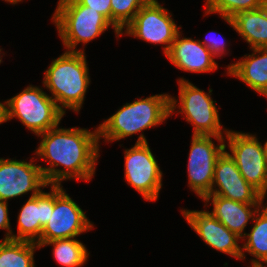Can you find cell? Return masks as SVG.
I'll return each instance as SVG.
<instances>
[{
  "label": "cell",
  "mask_w": 267,
  "mask_h": 267,
  "mask_svg": "<svg viewBox=\"0 0 267 267\" xmlns=\"http://www.w3.org/2000/svg\"><path fill=\"white\" fill-rule=\"evenodd\" d=\"M214 32V35L217 36V39H216V36L214 37H209L212 33ZM210 35L207 34V37L205 38V40H200V42L206 47L209 49V51L216 57V58H220L222 57L225 53V55H227V51L230 50L229 48L226 50V47L228 45L227 41L225 42V40L223 39V37L219 38V33L218 32H215L213 31ZM210 33V32H209ZM218 33V35H217Z\"/></svg>",
  "instance_id": "cell-25"
},
{
  "label": "cell",
  "mask_w": 267,
  "mask_h": 267,
  "mask_svg": "<svg viewBox=\"0 0 267 267\" xmlns=\"http://www.w3.org/2000/svg\"><path fill=\"white\" fill-rule=\"evenodd\" d=\"M7 122L6 121V111H5V102H0V124Z\"/></svg>",
  "instance_id": "cell-28"
},
{
  "label": "cell",
  "mask_w": 267,
  "mask_h": 267,
  "mask_svg": "<svg viewBox=\"0 0 267 267\" xmlns=\"http://www.w3.org/2000/svg\"><path fill=\"white\" fill-rule=\"evenodd\" d=\"M6 121L18 118L35 135L60 124L65 113L43 88L29 85L5 101Z\"/></svg>",
  "instance_id": "cell-6"
},
{
  "label": "cell",
  "mask_w": 267,
  "mask_h": 267,
  "mask_svg": "<svg viewBox=\"0 0 267 267\" xmlns=\"http://www.w3.org/2000/svg\"><path fill=\"white\" fill-rule=\"evenodd\" d=\"M0 229L7 231L3 240L11 239L13 231L10 225L8 202L0 200Z\"/></svg>",
  "instance_id": "cell-27"
},
{
  "label": "cell",
  "mask_w": 267,
  "mask_h": 267,
  "mask_svg": "<svg viewBox=\"0 0 267 267\" xmlns=\"http://www.w3.org/2000/svg\"><path fill=\"white\" fill-rule=\"evenodd\" d=\"M49 186L50 192L42 190L39 194L29 197L21 207L17 216V234H11L12 240L34 243L40 240L42 229L54 209V185Z\"/></svg>",
  "instance_id": "cell-15"
},
{
  "label": "cell",
  "mask_w": 267,
  "mask_h": 267,
  "mask_svg": "<svg viewBox=\"0 0 267 267\" xmlns=\"http://www.w3.org/2000/svg\"><path fill=\"white\" fill-rule=\"evenodd\" d=\"M44 72L42 83L57 106L64 113L70 109L78 114L91 82L85 51H64Z\"/></svg>",
  "instance_id": "cell-2"
},
{
  "label": "cell",
  "mask_w": 267,
  "mask_h": 267,
  "mask_svg": "<svg viewBox=\"0 0 267 267\" xmlns=\"http://www.w3.org/2000/svg\"><path fill=\"white\" fill-rule=\"evenodd\" d=\"M236 63L227 66V75L244 82L248 87L267 98V48L251 49Z\"/></svg>",
  "instance_id": "cell-18"
},
{
  "label": "cell",
  "mask_w": 267,
  "mask_h": 267,
  "mask_svg": "<svg viewBox=\"0 0 267 267\" xmlns=\"http://www.w3.org/2000/svg\"><path fill=\"white\" fill-rule=\"evenodd\" d=\"M212 138L220 144L216 145ZM188 158V187L203 199L211 192L214 168L219 156L226 150L225 137L192 135Z\"/></svg>",
  "instance_id": "cell-11"
},
{
  "label": "cell",
  "mask_w": 267,
  "mask_h": 267,
  "mask_svg": "<svg viewBox=\"0 0 267 267\" xmlns=\"http://www.w3.org/2000/svg\"><path fill=\"white\" fill-rule=\"evenodd\" d=\"M263 151H264L265 162L267 165V141L264 142V144H263Z\"/></svg>",
  "instance_id": "cell-30"
},
{
  "label": "cell",
  "mask_w": 267,
  "mask_h": 267,
  "mask_svg": "<svg viewBox=\"0 0 267 267\" xmlns=\"http://www.w3.org/2000/svg\"><path fill=\"white\" fill-rule=\"evenodd\" d=\"M81 5L90 7L102 14L111 23V0H77Z\"/></svg>",
  "instance_id": "cell-26"
},
{
  "label": "cell",
  "mask_w": 267,
  "mask_h": 267,
  "mask_svg": "<svg viewBox=\"0 0 267 267\" xmlns=\"http://www.w3.org/2000/svg\"><path fill=\"white\" fill-rule=\"evenodd\" d=\"M252 222L250 233L242 238L245 243L242 246L241 260H245V253L248 252L251 259V266H267V202L256 212ZM261 261V262H260Z\"/></svg>",
  "instance_id": "cell-20"
},
{
  "label": "cell",
  "mask_w": 267,
  "mask_h": 267,
  "mask_svg": "<svg viewBox=\"0 0 267 267\" xmlns=\"http://www.w3.org/2000/svg\"><path fill=\"white\" fill-rule=\"evenodd\" d=\"M259 9L262 11L264 17L267 19V0H262Z\"/></svg>",
  "instance_id": "cell-29"
},
{
  "label": "cell",
  "mask_w": 267,
  "mask_h": 267,
  "mask_svg": "<svg viewBox=\"0 0 267 267\" xmlns=\"http://www.w3.org/2000/svg\"><path fill=\"white\" fill-rule=\"evenodd\" d=\"M3 1L15 5L18 4V2H21L22 0H3Z\"/></svg>",
  "instance_id": "cell-31"
},
{
  "label": "cell",
  "mask_w": 267,
  "mask_h": 267,
  "mask_svg": "<svg viewBox=\"0 0 267 267\" xmlns=\"http://www.w3.org/2000/svg\"><path fill=\"white\" fill-rule=\"evenodd\" d=\"M202 201L205 202L204 207L212 201L210 204L213 205V210L210 213L241 239L246 235L244 230L248 222L253 220L256 212L264 204L241 203L218 195H206Z\"/></svg>",
  "instance_id": "cell-17"
},
{
  "label": "cell",
  "mask_w": 267,
  "mask_h": 267,
  "mask_svg": "<svg viewBox=\"0 0 267 267\" xmlns=\"http://www.w3.org/2000/svg\"><path fill=\"white\" fill-rule=\"evenodd\" d=\"M168 11L157 0H153L136 13L134 19L121 31V36H133L155 46L162 44L166 55L181 29Z\"/></svg>",
  "instance_id": "cell-10"
},
{
  "label": "cell",
  "mask_w": 267,
  "mask_h": 267,
  "mask_svg": "<svg viewBox=\"0 0 267 267\" xmlns=\"http://www.w3.org/2000/svg\"><path fill=\"white\" fill-rule=\"evenodd\" d=\"M241 203H264V197L242 177L226 150L217 159L211 192Z\"/></svg>",
  "instance_id": "cell-14"
},
{
  "label": "cell",
  "mask_w": 267,
  "mask_h": 267,
  "mask_svg": "<svg viewBox=\"0 0 267 267\" xmlns=\"http://www.w3.org/2000/svg\"><path fill=\"white\" fill-rule=\"evenodd\" d=\"M42 137L35 150L39 160H46L47 167L40 169L48 185H62L64 180L89 182L95 175L100 139L98 127L94 131L86 128H59V125L37 135ZM63 167L58 168V167Z\"/></svg>",
  "instance_id": "cell-1"
},
{
  "label": "cell",
  "mask_w": 267,
  "mask_h": 267,
  "mask_svg": "<svg viewBox=\"0 0 267 267\" xmlns=\"http://www.w3.org/2000/svg\"><path fill=\"white\" fill-rule=\"evenodd\" d=\"M222 19L250 45L249 49L267 48V19L260 9L243 11L231 19Z\"/></svg>",
  "instance_id": "cell-19"
},
{
  "label": "cell",
  "mask_w": 267,
  "mask_h": 267,
  "mask_svg": "<svg viewBox=\"0 0 267 267\" xmlns=\"http://www.w3.org/2000/svg\"><path fill=\"white\" fill-rule=\"evenodd\" d=\"M1 52H2V50H1V48H0V54H1ZM2 58H3L2 55H0V64H1V62H3V61H2Z\"/></svg>",
  "instance_id": "cell-32"
},
{
  "label": "cell",
  "mask_w": 267,
  "mask_h": 267,
  "mask_svg": "<svg viewBox=\"0 0 267 267\" xmlns=\"http://www.w3.org/2000/svg\"><path fill=\"white\" fill-rule=\"evenodd\" d=\"M153 0H111V24L120 33L134 19L136 13Z\"/></svg>",
  "instance_id": "cell-24"
},
{
  "label": "cell",
  "mask_w": 267,
  "mask_h": 267,
  "mask_svg": "<svg viewBox=\"0 0 267 267\" xmlns=\"http://www.w3.org/2000/svg\"><path fill=\"white\" fill-rule=\"evenodd\" d=\"M170 94H157L126 103L98 126L99 139L113 142L162 124L170 117Z\"/></svg>",
  "instance_id": "cell-3"
},
{
  "label": "cell",
  "mask_w": 267,
  "mask_h": 267,
  "mask_svg": "<svg viewBox=\"0 0 267 267\" xmlns=\"http://www.w3.org/2000/svg\"><path fill=\"white\" fill-rule=\"evenodd\" d=\"M125 180L145 201H157L162 189L160 166L152 153L144 133L134 146L124 151Z\"/></svg>",
  "instance_id": "cell-7"
},
{
  "label": "cell",
  "mask_w": 267,
  "mask_h": 267,
  "mask_svg": "<svg viewBox=\"0 0 267 267\" xmlns=\"http://www.w3.org/2000/svg\"><path fill=\"white\" fill-rule=\"evenodd\" d=\"M178 84L180 101L170 96V116L176 111L184 115L182 118L193 126V135L224 137L228 129L221 125L216 101L211 96L213 90L209 88L207 93L183 77L178 79Z\"/></svg>",
  "instance_id": "cell-5"
},
{
  "label": "cell",
  "mask_w": 267,
  "mask_h": 267,
  "mask_svg": "<svg viewBox=\"0 0 267 267\" xmlns=\"http://www.w3.org/2000/svg\"><path fill=\"white\" fill-rule=\"evenodd\" d=\"M166 58L185 72L209 73L218 69L216 58L200 40L182 37L178 32Z\"/></svg>",
  "instance_id": "cell-16"
},
{
  "label": "cell",
  "mask_w": 267,
  "mask_h": 267,
  "mask_svg": "<svg viewBox=\"0 0 267 267\" xmlns=\"http://www.w3.org/2000/svg\"><path fill=\"white\" fill-rule=\"evenodd\" d=\"M262 0H205V15L217 13L222 18L231 19L243 11L259 9Z\"/></svg>",
  "instance_id": "cell-23"
},
{
  "label": "cell",
  "mask_w": 267,
  "mask_h": 267,
  "mask_svg": "<svg viewBox=\"0 0 267 267\" xmlns=\"http://www.w3.org/2000/svg\"><path fill=\"white\" fill-rule=\"evenodd\" d=\"M37 243L21 240H0V267H36L34 253Z\"/></svg>",
  "instance_id": "cell-21"
},
{
  "label": "cell",
  "mask_w": 267,
  "mask_h": 267,
  "mask_svg": "<svg viewBox=\"0 0 267 267\" xmlns=\"http://www.w3.org/2000/svg\"><path fill=\"white\" fill-rule=\"evenodd\" d=\"M228 148L226 151L235 161L242 177L264 198L267 194V165L263 145L256 134L228 130L226 134Z\"/></svg>",
  "instance_id": "cell-8"
},
{
  "label": "cell",
  "mask_w": 267,
  "mask_h": 267,
  "mask_svg": "<svg viewBox=\"0 0 267 267\" xmlns=\"http://www.w3.org/2000/svg\"><path fill=\"white\" fill-rule=\"evenodd\" d=\"M52 16L58 36L69 52H84L82 48L77 49V45L79 43L86 45L110 26L114 29L116 37L121 36L102 14L81 5L77 0H59Z\"/></svg>",
  "instance_id": "cell-4"
},
{
  "label": "cell",
  "mask_w": 267,
  "mask_h": 267,
  "mask_svg": "<svg viewBox=\"0 0 267 267\" xmlns=\"http://www.w3.org/2000/svg\"><path fill=\"white\" fill-rule=\"evenodd\" d=\"M46 187L49 185L40 164H34V158L31 157L30 162L0 158V200L8 202L29 192V197H33Z\"/></svg>",
  "instance_id": "cell-12"
},
{
  "label": "cell",
  "mask_w": 267,
  "mask_h": 267,
  "mask_svg": "<svg viewBox=\"0 0 267 267\" xmlns=\"http://www.w3.org/2000/svg\"><path fill=\"white\" fill-rule=\"evenodd\" d=\"M48 245L53 246L54 259L62 267H82L89 258L85 244L76 237L44 242L40 248Z\"/></svg>",
  "instance_id": "cell-22"
},
{
  "label": "cell",
  "mask_w": 267,
  "mask_h": 267,
  "mask_svg": "<svg viewBox=\"0 0 267 267\" xmlns=\"http://www.w3.org/2000/svg\"><path fill=\"white\" fill-rule=\"evenodd\" d=\"M65 191L62 185H54V209L42 229L39 246L57 239L75 238L94 228L93 222Z\"/></svg>",
  "instance_id": "cell-9"
},
{
  "label": "cell",
  "mask_w": 267,
  "mask_h": 267,
  "mask_svg": "<svg viewBox=\"0 0 267 267\" xmlns=\"http://www.w3.org/2000/svg\"><path fill=\"white\" fill-rule=\"evenodd\" d=\"M190 227L209 247L241 260V239L231 232L208 210H180Z\"/></svg>",
  "instance_id": "cell-13"
}]
</instances>
